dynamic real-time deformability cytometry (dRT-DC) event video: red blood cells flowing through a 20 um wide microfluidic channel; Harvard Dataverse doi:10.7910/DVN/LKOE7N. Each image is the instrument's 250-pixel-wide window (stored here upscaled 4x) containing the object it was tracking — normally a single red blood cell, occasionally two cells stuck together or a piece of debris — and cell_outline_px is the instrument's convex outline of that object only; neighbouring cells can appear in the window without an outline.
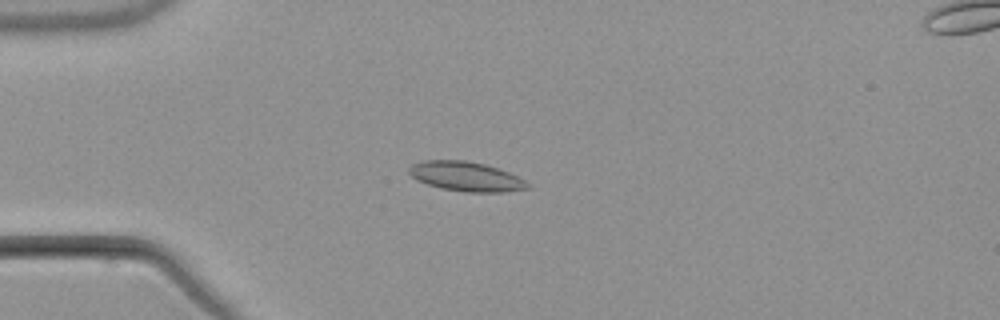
{"species": "common noctule bat (a hibernating species)", "species_latin": "Nyctalus noctula", "temperature_condition": "warm", "stored_images_in_passage": 6, "camera_frame_rate_fps": 3000, "um_per_image_px": 0.085, "animal": {"sex": "male", "body_mass_g": 21.5, "forearm_length_mm": 52.0}, "frame": {"image": 1, "passage_image": 5, "time_ms": 4.667, "image_size_px": [1000, 320], "cell_outline_px": [[532, 188], [504, 192], [464, 192], [440, 188], [416, 180], [408, 172], [408, 168], [412, 164], [420, 160], [464, 160], [484, 164], [508, 172], [532, 184]], "centroid_in_image_um": [39.61, 15.0], "position_along_channel_um": 45.4, "area_um2": 20.52}}